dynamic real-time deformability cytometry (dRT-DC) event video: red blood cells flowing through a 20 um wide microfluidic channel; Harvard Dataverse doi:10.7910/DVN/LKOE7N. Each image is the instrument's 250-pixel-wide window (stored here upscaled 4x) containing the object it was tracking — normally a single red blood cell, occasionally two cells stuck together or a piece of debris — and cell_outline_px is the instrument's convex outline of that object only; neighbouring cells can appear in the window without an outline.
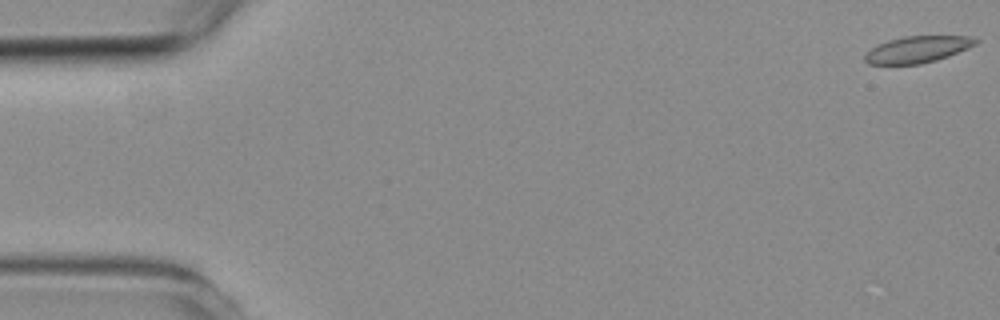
{"species": "common noctule bat (a hibernating species)", "species_latin": "Nyctalus noctula", "temperature_condition": "room temperature", "stored_images_in_passage": 5, "camera_frame_rate_fps": 3000, "um_per_image_px": 0.085, "animal": {"sex": "female", "body_mass_g": 19.3, "forearm_length_mm": 54.1}, "frame": {"image": 1, "passage_image": 1, "time_ms": 0.0, "image_size_px": [1000, 320], "cell_outline_px": [[980, 40], [976, 44], [968, 48], [948, 56], [936, 60], [920, 64], [868, 64], [864, 60], [864, 56], [872, 48], [888, 40], [904, 36], [972, 36]], "centroid_in_image_um": [78.02, 4.19], "position_along_channel_um": 7.0, "area_um2": 17.05}}